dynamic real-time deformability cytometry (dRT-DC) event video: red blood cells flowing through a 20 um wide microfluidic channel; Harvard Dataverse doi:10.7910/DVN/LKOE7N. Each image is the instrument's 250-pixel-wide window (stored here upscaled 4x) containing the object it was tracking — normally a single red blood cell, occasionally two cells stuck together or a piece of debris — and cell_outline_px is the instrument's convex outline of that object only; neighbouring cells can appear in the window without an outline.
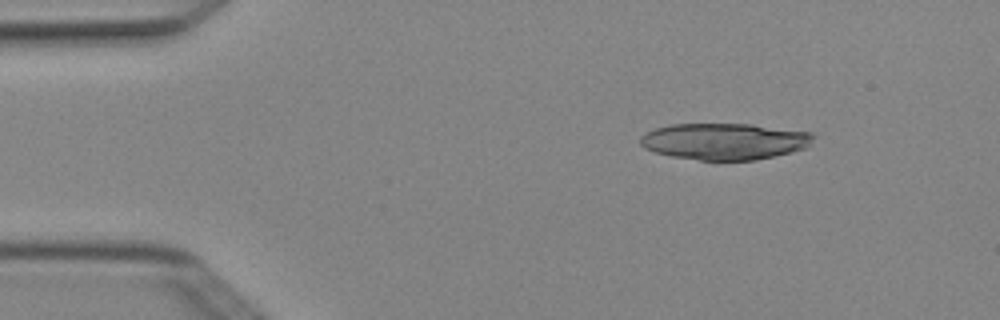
{"species": "Egyptian fruit bat (a non-hibernating species)", "species_latin": "Rousettus aegyptiacus", "temperature_condition": "cold", "stored_images_in_passage": 3, "camera_frame_rate_fps": 3000, "um_per_image_px": 0.085, "animal": {"sex": "female"}, "frame": {"image": 1, "passage_image": 2, "time_ms": 0.333, "image_size_px": [1000, 320], "cell_outline_px": [[816, 136], [804, 148], [792, 152], [756, 160], [700, 160], [672, 156], [656, 152], [644, 148], [640, 144], [640, 136], [656, 128], [672, 124], [752, 124], [812, 132]], "centroid_in_image_um": [61.6, 12.01], "position_along_channel_um": 23.4, "area_um2": 36.76}}